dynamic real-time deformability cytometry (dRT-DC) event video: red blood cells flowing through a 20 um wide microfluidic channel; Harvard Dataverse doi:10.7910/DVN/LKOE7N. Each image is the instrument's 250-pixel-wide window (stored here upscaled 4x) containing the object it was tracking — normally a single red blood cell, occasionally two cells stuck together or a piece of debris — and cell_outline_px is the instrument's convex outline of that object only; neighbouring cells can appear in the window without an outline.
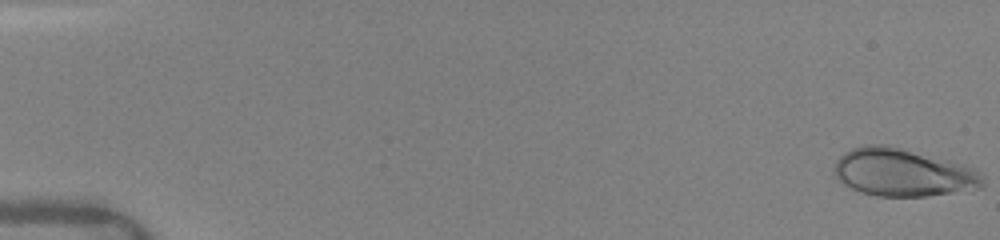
{"species": "human", "species_latin": "Homo sapiens", "temperature_condition": "warm", "stored_images_in_passage": 15, "camera_frame_rate_fps": 3000, "um_per_image_px": 0.085, "donor": {"sex": "female"}, "frame": {"image": 1, "passage_image": 1, "time_ms": 0.0, "image_size_px": [1000, 240], "cell_outline_px": [[984, 184], [980, 188], [924, 196], [876, 196], [852, 188], [844, 184], [832, 172], [836, 160], [844, 152], [852, 148], [864, 144], [888, 144], [964, 164], [976, 168], [984, 176]], "centroid_in_image_um": [76.75, 14.64], "position_along_channel_um": 8.2, "area_um2": 41.5}}